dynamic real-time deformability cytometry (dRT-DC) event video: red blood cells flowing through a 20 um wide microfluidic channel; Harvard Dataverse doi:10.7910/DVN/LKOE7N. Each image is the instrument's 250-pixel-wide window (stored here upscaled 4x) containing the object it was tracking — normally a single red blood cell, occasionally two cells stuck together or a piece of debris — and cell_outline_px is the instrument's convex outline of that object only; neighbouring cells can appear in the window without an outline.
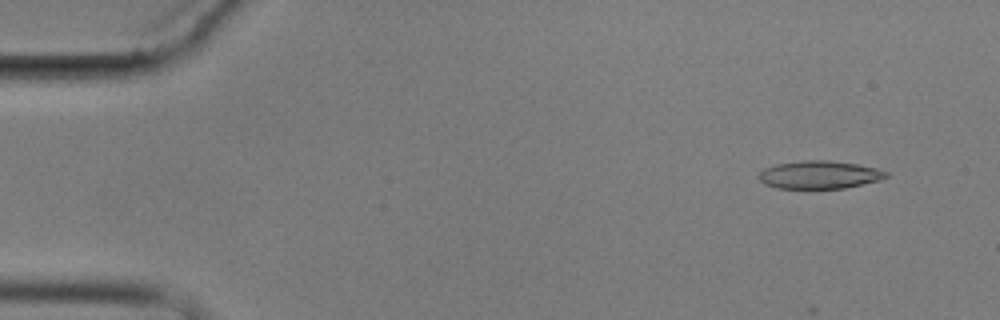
{"species": "common noctule bat (a hibernating species)", "species_latin": "Nyctalus noctula", "temperature_condition": "cold", "stored_images_in_passage": 7, "camera_frame_rate_fps": 3000, "um_per_image_px": 0.085, "animal": {"sex": "male", "body_mass_g": 17.9}, "frame": {"image": 1, "passage_image": 1, "time_ms": 0.0, "image_size_px": [1000, 320], "cell_outline_px": [[888, 176], [880, 180], [844, 188], [776, 188], [764, 184], [756, 176], [764, 168], [776, 164], [804, 160], [828, 160], [856, 164], [876, 168], [888, 172]], "centroid_in_image_um": [69.62, 14.85], "position_along_channel_um": 15.4, "area_um2": 20.69}}
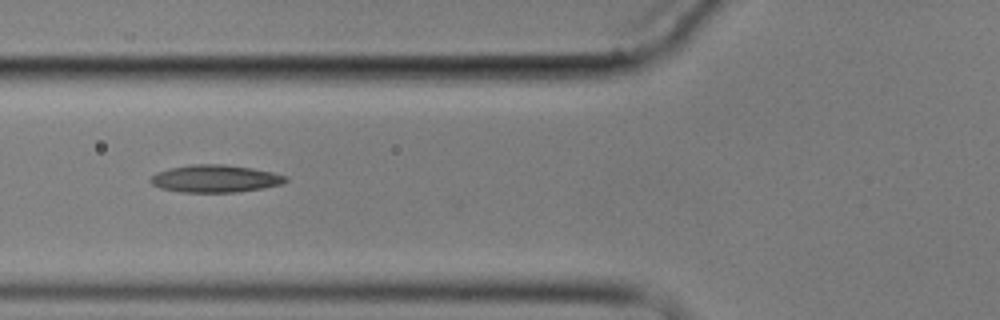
{"frame": {"image": 2, "passage_image": 6, "time_ms": 5.667, "image_size_px": [1000, 320], "cell_outline_px": [[288, 180], [284, 184], [264, 188], [236, 192], [180, 192], [160, 188], [152, 184], [148, 180], [156, 172], [168, 168], [192, 164], [224, 164], [252, 168], [272, 172], [288, 176]], "centroid_in_image_um": [18.3, 15.18], "position_along_channel_um": 107.5, "area_um2": 21.85}}
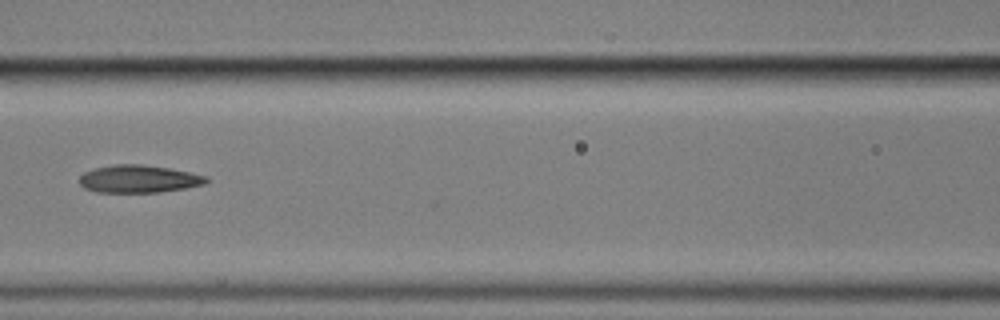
{"frame": {"image": 3, "passage_image": 7, "time_ms": 7.0, "image_size_px": [1000, 320], "cell_outline_px": [[208, 180], [204, 184], [184, 188], [160, 192], [96, 192], [84, 188], [80, 184], [80, 176], [84, 172], [96, 168], [116, 164], [140, 164], [168, 168], [208, 176]], "centroid_in_image_um": [11.78, 15.21], "position_along_channel_um": 154.8, "area_um2": 20.23}}